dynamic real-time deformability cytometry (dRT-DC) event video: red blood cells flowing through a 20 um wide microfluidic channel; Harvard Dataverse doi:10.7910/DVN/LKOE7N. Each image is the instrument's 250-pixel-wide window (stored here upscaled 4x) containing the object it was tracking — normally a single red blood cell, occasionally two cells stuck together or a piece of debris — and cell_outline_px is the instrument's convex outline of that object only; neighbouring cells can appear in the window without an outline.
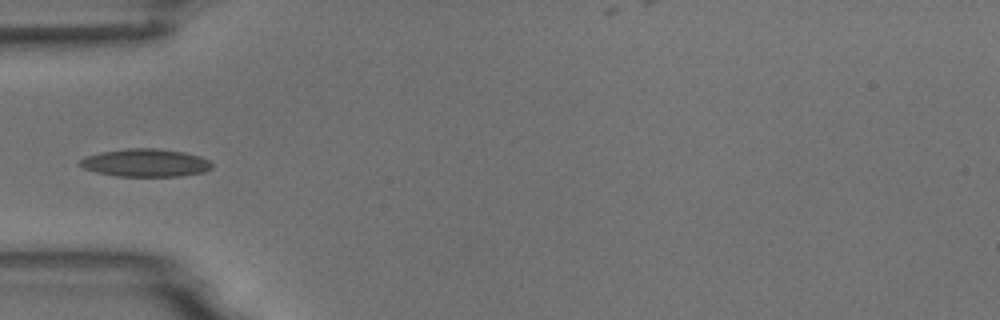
{"species": "common noctule bat (a hibernating species)", "species_latin": "Nyctalus noctula", "temperature_condition": "room temperature", "stored_images_in_passage": 6, "camera_frame_rate_fps": 3000, "um_per_image_px": 0.085, "animal": {"sex": "male", "body_mass_g": 18.8}, "frame": {"image": 1, "passage_image": 6, "time_ms": 5.667, "image_size_px": [1000, 320], "cell_outline_px": [[212, 168], [204, 172], [180, 176], [116, 176], [96, 172], [84, 168], [76, 164], [80, 160], [88, 156], [100, 152], [128, 148], [156, 148], [184, 152], [200, 156], [208, 160], [212, 164]], "centroid_in_image_um": [12.36, 13.84], "position_along_channel_um": 72.6, "area_um2": 21.44}}